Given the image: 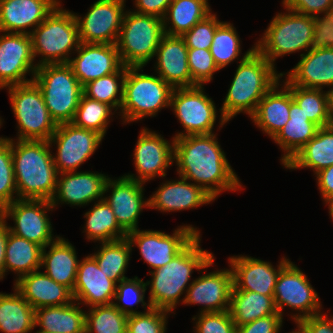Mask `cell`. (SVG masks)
Listing matches in <instances>:
<instances>
[{
	"label": "cell",
	"mask_w": 333,
	"mask_h": 333,
	"mask_svg": "<svg viewBox=\"0 0 333 333\" xmlns=\"http://www.w3.org/2000/svg\"><path fill=\"white\" fill-rule=\"evenodd\" d=\"M216 133L174 138L177 175L202 187L215 200L224 191H242V183L226 158Z\"/></svg>",
	"instance_id": "cell-1"
},
{
	"label": "cell",
	"mask_w": 333,
	"mask_h": 333,
	"mask_svg": "<svg viewBox=\"0 0 333 333\" xmlns=\"http://www.w3.org/2000/svg\"><path fill=\"white\" fill-rule=\"evenodd\" d=\"M201 237V234H198L163 267L149 271L147 275H151V280L146 281V286L150 287L148 301L151 307L175 315V308L184 301L181 296L186 294L188 287L192 284L191 277L194 270L203 271L214 265L216 258L212 252L201 247Z\"/></svg>",
	"instance_id": "cell-2"
},
{
	"label": "cell",
	"mask_w": 333,
	"mask_h": 333,
	"mask_svg": "<svg viewBox=\"0 0 333 333\" xmlns=\"http://www.w3.org/2000/svg\"><path fill=\"white\" fill-rule=\"evenodd\" d=\"M236 72L219 110V130L238 114L251 117L263 96L280 80L278 73L262 54L254 49L238 62Z\"/></svg>",
	"instance_id": "cell-3"
},
{
	"label": "cell",
	"mask_w": 333,
	"mask_h": 333,
	"mask_svg": "<svg viewBox=\"0 0 333 333\" xmlns=\"http://www.w3.org/2000/svg\"><path fill=\"white\" fill-rule=\"evenodd\" d=\"M48 141L11 139V153L18 199L53 198L58 171Z\"/></svg>",
	"instance_id": "cell-4"
},
{
	"label": "cell",
	"mask_w": 333,
	"mask_h": 333,
	"mask_svg": "<svg viewBox=\"0 0 333 333\" xmlns=\"http://www.w3.org/2000/svg\"><path fill=\"white\" fill-rule=\"evenodd\" d=\"M60 2L30 34L36 65L68 63L81 43L73 11Z\"/></svg>",
	"instance_id": "cell-5"
},
{
	"label": "cell",
	"mask_w": 333,
	"mask_h": 333,
	"mask_svg": "<svg viewBox=\"0 0 333 333\" xmlns=\"http://www.w3.org/2000/svg\"><path fill=\"white\" fill-rule=\"evenodd\" d=\"M143 67H126L123 100L118 112L122 124L156 117L163 108L170 107L173 88L159 75L143 73Z\"/></svg>",
	"instance_id": "cell-6"
},
{
	"label": "cell",
	"mask_w": 333,
	"mask_h": 333,
	"mask_svg": "<svg viewBox=\"0 0 333 333\" xmlns=\"http://www.w3.org/2000/svg\"><path fill=\"white\" fill-rule=\"evenodd\" d=\"M286 12L277 13L262 37L255 42V49L274 67L275 61L295 52L305 54L311 49L313 41V17L285 8Z\"/></svg>",
	"instance_id": "cell-7"
},
{
	"label": "cell",
	"mask_w": 333,
	"mask_h": 333,
	"mask_svg": "<svg viewBox=\"0 0 333 333\" xmlns=\"http://www.w3.org/2000/svg\"><path fill=\"white\" fill-rule=\"evenodd\" d=\"M33 81L41 89L45 105L57 125L71 123L83 95V86L68 63L38 66Z\"/></svg>",
	"instance_id": "cell-8"
},
{
	"label": "cell",
	"mask_w": 333,
	"mask_h": 333,
	"mask_svg": "<svg viewBox=\"0 0 333 333\" xmlns=\"http://www.w3.org/2000/svg\"><path fill=\"white\" fill-rule=\"evenodd\" d=\"M165 35L163 19L126 10L116 43L122 64L146 67Z\"/></svg>",
	"instance_id": "cell-9"
},
{
	"label": "cell",
	"mask_w": 333,
	"mask_h": 333,
	"mask_svg": "<svg viewBox=\"0 0 333 333\" xmlns=\"http://www.w3.org/2000/svg\"><path fill=\"white\" fill-rule=\"evenodd\" d=\"M9 102L17 122L18 140L49 141L57 124L45 105L41 89L34 81L6 88Z\"/></svg>",
	"instance_id": "cell-10"
},
{
	"label": "cell",
	"mask_w": 333,
	"mask_h": 333,
	"mask_svg": "<svg viewBox=\"0 0 333 333\" xmlns=\"http://www.w3.org/2000/svg\"><path fill=\"white\" fill-rule=\"evenodd\" d=\"M273 297L280 315L284 316L285 307L296 311L290 315L295 324L305 317L321 313L323 309L319 295L308 277L291 260L280 270Z\"/></svg>",
	"instance_id": "cell-11"
},
{
	"label": "cell",
	"mask_w": 333,
	"mask_h": 333,
	"mask_svg": "<svg viewBox=\"0 0 333 333\" xmlns=\"http://www.w3.org/2000/svg\"><path fill=\"white\" fill-rule=\"evenodd\" d=\"M216 107L204 86L173 88L170 108L183 127V131L177 132L173 138L215 133Z\"/></svg>",
	"instance_id": "cell-12"
},
{
	"label": "cell",
	"mask_w": 333,
	"mask_h": 333,
	"mask_svg": "<svg viewBox=\"0 0 333 333\" xmlns=\"http://www.w3.org/2000/svg\"><path fill=\"white\" fill-rule=\"evenodd\" d=\"M201 231L193 225L178 226L173 233L158 230L131 231L126 238L131 248L137 247L144 263L154 271L173 260Z\"/></svg>",
	"instance_id": "cell-13"
},
{
	"label": "cell",
	"mask_w": 333,
	"mask_h": 333,
	"mask_svg": "<svg viewBox=\"0 0 333 333\" xmlns=\"http://www.w3.org/2000/svg\"><path fill=\"white\" fill-rule=\"evenodd\" d=\"M53 210L51 201L16 199L0 211V217L13 220L14 226L7 222L11 233L44 248L59 236H54L52 222L47 214Z\"/></svg>",
	"instance_id": "cell-14"
},
{
	"label": "cell",
	"mask_w": 333,
	"mask_h": 333,
	"mask_svg": "<svg viewBox=\"0 0 333 333\" xmlns=\"http://www.w3.org/2000/svg\"><path fill=\"white\" fill-rule=\"evenodd\" d=\"M104 137L95 131L79 128L72 123L57 126L48 141L55 146L53 161L58 173L75 172L96 152Z\"/></svg>",
	"instance_id": "cell-15"
},
{
	"label": "cell",
	"mask_w": 333,
	"mask_h": 333,
	"mask_svg": "<svg viewBox=\"0 0 333 333\" xmlns=\"http://www.w3.org/2000/svg\"><path fill=\"white\" fill-rule=\"evenodd\" d=\"M132 156L138 175L128 173L123 176L144 184L156 177L164 178L167 169L174 163V138L170 142L162 134L143 127Z\"/></svg>",
	"instance_id": "cell-16"
},
{
	"label": "cell",
	"mask_w": 333,
	"mask_h": 333,
	"mask_svg": "<svg viewBox=\"0 0 333 333\" xmlns=\"http://www.w3.org/2000/svg\"><path fill=\"white\" fill-rule=\"evenodd\" d=\"M125 7L126 0H97L83 17L74 12L80 41L116 44L126 11Z\"/></svg>",
	"instance_id": "cell-17"
},
{
	"label": "cell",
	"mask_w": 333,
	"mask_h": 333,
	"mask_svg": "<svg viewBox=\"0 0 333 333\" xmlns=\"http://www.w3.org/2000/svg\"><path fill=\"white\" fill-rule=\"evenodd\" d=\"M37 68L30 35L0 31V90L33 81Z\"/></svg>",
	"instance_id": "cell-18"
},
{
	"label": "cell",
	"mask_w": 333,
	"mask_h": 333,
	"mask_svg": "<svg viewBox=\"0 0 333 333\" xmlns=\"http://www.w3.org/2000/svg\"><path fill=\"white\" fill-rule=\"evenodd\" d=\"M144 185L125 176L107 180L103 199L111 206L119 226L127 234L139 229L140 214L149 209V199L144 197ZM108 192L109 196L106 195Z\"/></svg>",
	"instance_id": "cell-19"
},
{
	"label": "cell",
	"mask_w": 333,
	"mask_h": 333,
	"mask_svg": "<svg viewBox=\"0 0 333 333\" xmlns=\"http://www.w3.org/2000/svg\"><path fill=\"white\" fill-rule=\"evenodd\" d=\"M192 279L183 296L184 305H199V313L222 312L230 308L233 275L231 268L216 269Z\"/></svg>",
	"instance_id": "cell-20"
},
{
	"label": "cell",
	"mask_w": 333,
	"mask_h": 333,
	"mask_svg": "<svg viewBox=\"0 0 333 333\" xmlns=\"http://www.w3.org/2000/svg\"><path fill=\"white\" fill-rule=\"evenodd\" d=\"M290 261L283 256L274 267L271 262L247 255H234L228 258L232 275V290L251 291L273 296L274 286L280 270Z\"/></svg>",
	"instance_id": "cell-21"
},
{
	"label": "cell",
	"mask_w": 333,
	"mask_h": 333,
	"mask_svg": "<svg viewBox=\"0 0 333 333\" xmlns=\"http://www.w3.org/2000/svg\"><path fill=\"white\" fill-rule=\"evenodd\" d=\"M110 177L94 171H75L58 174L56 191L51 204L56 209L60 204L83 207L102 200Z\"/></svg>",
	"instance_id": "cell-22"
},
{
	"label": "cell",
	"mask_w": 333,
	"mask_h": 333,
	"mask_svg": "<svg viewBox=\"0 0 333 333\" xmlns=\"http://www.w3.org/2000/svg\"><path fill=\"white\" fill-rule=\"evenodd\" d=\"M74 54L68 64L82 86L123 66L116 44L81 42Z\"/></svg>",
	"instance_id": "cell-23"
},
{
	"label": "cell",
	"mask_w": 333,
	"mask_h": 333,
	"mask_svg": "<svg viewBox=\"0 0 333 333\" xmlns=\"http://www.w3.org/2000/svg\"><path fill=\"white\" fill-rule=\"evenodd\" d=\"M117 283L100 269L90 254L78 263L73 300L86 307L113 304Z\"/></svg>",
	"instance_id": "cell-24"
},
{
	"label": "cell",
	"mask_w": 333,
	"mask_h": 333,
	"mask_svg": "<svg viewBox=\"0 0 333 333\" xmlns=\"http://www.w3.org/2000/svg\"><path fill=\"white\" fill-rule=\"evenodd\" d=\"M178 179L164 180L160 184L148 198L149 209H156L163 213L179 212L197 209L215 201L202 187L180 176Z\"/></svg>",
	"instance_id": "cell-25"
},
{
	"label": "cell",
	"mask_w": 333,
	"mask_h": 333,
	"mask_svg": "<svg viewBox=\"0 0 333 333\" xmlns=\"http://www.w3.org/2000/svg\"><path fill=\"white\" fill-rule=\"evenodd\" d=\"M61 0H0V31L31 34Z\"/></svg>",
	"instance_id": "cell-26"
},
{
	"label": "cell",
	"mask_w": 333,
	"mask_h": 333,
	"mask_svg": "<svg viewBox=\"0 0 333 333\" xmlns=\"http://www.w3.org/2000/svg\"><path fill=\"white\" fill-rule=\"evenodd\" d=\"M155 74L172 88L197 86L188 67V48L181 36L165 34L155 53Z\"/></svg>",
	"instance_id": "cell-27"
},
{
	"label": "cell",
	"mask_w": 333,
	"mask_h": 333,
	"mask_svg": "<svg viewBox=\"0 0 333 333\" xmlns=\"http://www.w3.org/2000/svg\"><path fill=\"white\" fill-rule=\"evenodd\" d=\"M288 72H281L291 85L303 88L333 89V48L310 49ZM286 76V77H285Z\"/></svg>",
	"instance_id": "cell-28"
},
{
	"label": "cell",
	"mask_w": 333,
	"mask_h": 333,
	"mask_svg": "<svg viewBox=\"0 0 333 333\" xmlns=\"http://www.w3.org/2000/svg\"><path fill=\"white\" fill-rule=\"evenodd\" d=\"M34 308L68 305L73 302L72 292L51 279L41 269L20 277L14 287Z\"/></svg>",
	"instance_id": "cell-29"
},
{
	"label": "cell",
	"mask_w": 333,
	"mask_h": 333,
	"mask_svg": "<svg viewBox=\"0 0 333 333\" xmlns=\"http://www.w3.org/2000/svg\"><path fill=\"white\" fill-rule=\"evenodd\" d=\"M281 80L282 75L259 101L255 113L250 117L252 123L271 139L285 126L290 115L291 91Z\"/></svg>",
	"instance_id": "cell-30"
},
{
	"label": "cell",
	"mask_w": 333,
	"mask_h": 333,
	"mask_svg": "<svg viewBox=\"0 0 333 333\" xmlns=\"http://www.w3.org/2000/svg\"><path fill=\"white\" fill-rule=\"evenodd\" d=\"M77 254L70 241L58 236L42 249L40 269L44 268V273L72 292L80 261Z\"/></svg>",
	"instance_id": "cell-31"
},
{
	"label": "cell",
	"mask_w": 333,
	"mask_h": 333,
	"mask_svg": "<svg viewBox=\"0 0 333 333\" xmlns=\"http://www.w3.org/2000/svg\"><path fill=\"white\" fill-rule=\"evenodd\" d=\"M289 113V120L272 139L279 145L280 150L284 152L280 158L281 165L283 166L316 135L320 128L317 124L309 120L302 111V108L293 100L292 95Z\"/></svg>",
	"instance_id": "cell-32"
},
{
	"label": "cell",
	"mask_w": 333,
	"mask_h": 333,
	"mask_svg": "<svg viewBox=\"0 0 333 333\" xmlns=\"http://www.w3.org/2000/svg\"><path fill=\"white\" fill-rule=\"evenodd\" d=\"M80 303L35 309V333H85V312Z\"/></svg>",
	"instance_id": "cell-33"
},
{
	"label": "cell",
	"mask_w": 333,
	"mask_h": 333,
	"mask_svg": "<svg viewBox=\"0 0 333 333\" xmlns=\"http://www.w3.org/2000/svg\"><path fill=\"white\" fill-rule=\"evenodd\" d=\"M333 165V124L320 127L316 135L284 166L289 170L312 169L314 175Z\"/></svg>",
	"instance_id": "cell-34"
},
{
	"label": "cell",
	"mask_w": 333,
	"mask_h": 333,
	"mask_svg": "<svg viewBox=\"0 0 333 333\" xmlns=\"http://www.w3.org/2000/svg\"><path fill=\"white\" fill-rule=\"evenodd\" d=\"M13 293L0 292V332L32 333L35 309L14 288Z\"/></svg>",
	"instance_id": "cell-35"
},
{
	"label": "cell",
	"mask_w": 333,
	"mask_h": 333,
	"mask_svg": "<svg viewBox=\"0 0 333 333\" xmlns=\"http://www.w3.org/2000/svg\"><path fill=\"white\" fill-rule=\"evenodd\" d=\"M211 12L208 0H172L163 18L164 32L182 36Z\"/></svg>",
	"instance_id": "cell-36"
},
{
	"label": "cell",
	"mask_w": 333,
	"mask_h": 333,
	"mask_svg": "<svg viewBox=\"0 0 333 333\" xmlns=\"http://www.w3.org/2000/svg\"><path fill=\"white\" fill-rule=\"evenodd\" d=\"M42 247L25 238L16 236L8 229L5 249V275L16 274L15 280L41 268Z\"/></svg>",
	"instance_id": "cell-37"
},
{
	"label": "cell",
	"mask_w": 333,
	"mask_h": 333,
	"mask_svg": "<svg viewBox=\"0 0 333 333\" xmlns=\"http://www.w3.org/2000/svg\"><path fill=\"white\" fill-rule=\"evenodd\" d=\"M84 215V233L88 241L113 242L125 239L127 233L119 226L111 206L104 200L94 202V205Z\"/></svg>",
	"instance_id": "cell-38"
},
{
	"label": "cell",
	"mask_w": 333,
	"mask_h": 333,
	"mask_svg": "<svg viewBox=\"0 0 333 333\" xmlns=\"http://www.w3.org/2000/svg\"><path fill=\"white\" fill-rule=\"evenodd\" d=\"M229 312L236 326L251 323L271 314H279L273 296L242 290L231 291Z\"/></svg>",
	"instance_id": "cell-39"
},
{
	"label": "cell",
	"mask_w": 333,
	"mask_h": 333,
	"mask_svg": "<svg viewBox=\"0 0 333 333\" xmlns=\"http://www.w3.org/2000/svg\"><path fill=\"white\" fill-rule=\"evenodd\" d=\"M284 82L291 91L293 100L298 104L310 121L319 127L333 124L331 116L330 92L323 89L303 88L291 85L286 79Z\"/></svg>",
	"instance_id": "cell-40"
},
{
	"label": "cell",
	"mask_w": 333,
	"mask_h": 333,
	"mask_svg": "<svg viewBox=\"0 0 333 333\" xmlns=\"http://www.w3.org/2000/svg\"><path fill=\"white\" fill-rule=\"evenodd\" d=\"M99 244L97 251L91 255L96 259L100 269L116 283L128 278L125 273L133 249L127 238Z\"/></svg>",
	"instance_id": "cell-41"
},
{
	"label": "cell",
	"mask_w": 333,
	"mask_h": 333,
	"mask_svg": "<svg viewBox=\"0 0 333 333\" xmlns=\"http://www.w3.org/2000/svg\"><path fill=\"white\" fill-rule=\"evenodd\" d=\"M240 39L241 38L239 37L233 23L231 24L230 22L222 21L217 26L210 47V52L220 70L236 61V59L241 62L255 49V46H252L242 55V57L239 56L242 52V41Z\"/></svg>",
	"instance_id": "cell-42"
},
{
	"label": "cell",
	"mask_w": 333,
	"mask_h": 333,
	"mask_svg": "<svg viewBox=\"0 0 333 333\" xmlns=\"http://www.w3.org/2000/svg\"><path fill=\"white\" fill-rule=\"evenodd\" d=\"M115 113L118 114L111 106L82 95L71 123L76 127L95 131L105 137Z\"/></svg>",
	"instance_id": "cell-43"
},
{
	"label": "cell",
	"mask_w": 333,
	"mask_h": 333,
	"mask_svg": "<svg viewBox=\"0 0 333 333\" xmlns=\"http://www.w3.org/2000/svg\"><path fill=\"white\" fill-rule=\"evenodd\" d=\"M126 66L116 73L102 76L83 86V95L111 106L115 112L121 109L123 100V84Z\"/></svg>",
	"instance_id": "cell-44"
},
{
	"label": "cell",
	"mask_w": 333,
	"mask_h": 333,
	"mask_svg": "<svg viewBox=\"0 0 333 333\" xmlns=\"http://www.w3.org/2000/svg\"><path fill=\"white\" fill-rule=\"evenodd\" d=\"M88 308L85 312V333H127L128 315L113 304Z\"/></svg>",
	"instance_id": "cell-45"
},
{
	"label": "cell",
	"mask_w": 333,
	"mask_h": 333,
	"mask_svg": "<svg viewBox=\"0 0 333 333\" xmlns=\"http://www.w3.org/2000/svg\"><path fill=\"white\" fill-rule=\"evenodd\" d=\"M146 290V282L138 276L123 279L116 285L113 305L126 315L142 313L137 311L139 304L145 312L151 308L149 301L145 302ZM134 305H137V309L133 308Z\"/></svg>",
	"instance_id": "cell-46"
},
{
	"label": "cell",
	"mask_w": 333,
	"mask_h": 333,
	"mask_svg": "<svg viewBox=\"0 0 333 333\" xmlns=\"http://www.w3.org/2000/svg\"><path fill=\"white\" fill-rule=\"evenodd\" d=\"M15 195V196H14ZM18 199L11 153V139L0 137V211Z\"/></svg>",
	"instance_id": "cell-47"
},
{
	"label": "cell",
	"mask_w": 333,
	"mask_h": 333,
	"mask_svg": "<svg viewBox=\"0 0 333 333\" xmlns=\"http://www.w3.org/2000/svg\"><path fill=\"white\" fill-rule=\"evenodd\" d=\"M170 312L151 307L142 313L128 315L127 333H166Z\"/></svg>",
	"instance_id": "cell-48"
},
{
	"label": "cell",
	"mask_w": 333,
	"mask_h": 333,
	"mask_svg": "<svg viewBox=\"0 0 333 333\" xmlns=\"http://www.w3.org/2000/svg\"><path fill=\"white\" fill-rule=\"evenodd\" d=\"M188 67L196 85L204 86L213 80V75L220 71L210 49L188 48Z\"/></svg>",
	"instance_id": "cell-49"
},
{
	"label": "cell",
	"mask_w": 333,
	"mask_h": 333,
	"mask_svg": "<svg viewBox=\"0 0 333 333\" xmlns=\"http://www.w3.org/2000/svg\"><path fill=\"white\" fill-rule=\"evenodd\" d=\"M221 22L216 13L211 12L203 20L195 24L181 36L187 48L210 49L216 28Z\"/></svg>",
	"instance_id": "cell-50"
},
{
	"label": "cell",
	"mask_w": 333,
	"mask_h": 333,
	"mask_svg": "<svg viewBox=\"0 0 333 333\" xmlns=\"http://www.w3.org/2000/svg\"><path fill=\"white\" fill-rule=\"evenodd\" d=\"M194 333H236V324L228 311L197 313L192 317Z\"/></svg>",
	"instance_id": "cell-51"
},
{
	"label": "cell",
	"mask_w": 333,
	"mask_h": 333,
	"mask_svg": "<svg viewBox=\"0 0 333 333\" xmlns=\"http://www.w3.org/2000/svg\"><path fill=\"white\" fill-rule=\"evenodd\" d=\"M333 0H282V6L307 16L327 15Z\"/></svg>",
	"instance_id": "cell-52"
},
{
	"label": "cell",
	"mask_w": 333,
	"mask_h": 333,
	"mask_svg": "<svg viewBox=\"0 0 333 333\" xmlns=\"http://www.w3.org/2000/svg\"><path fill=\"white\" fill-rule=\"evenodd\" d=\"M312 49L333 48V21L327 15L313 17Z\"/></svg>",
	"instance_id": "cell-53"
},
{
	"label": "cell",
	"mask_w": 333,
	"mask_h": 333,
	"mask_svg": "<svg viewBox=\"0 0 333 333\" xmlns=\"http://www.w3.org/2000/svg\"><path fill=\"white\" fill-rule=\"evenodd\" d=\"M283 316L271 314L251 323L236 326V333H281Z\"/></svg>",
	"instance_id": "cell-54"
},
{
	"label": "cell",
	"mask_w": 333,
	"mask_h": 333,
	"mask_svg": "<svg viewBox=\"0 0 333 333\" xmlns=\"http://www.w3.org/2000/svg\"><path fill=\"white\" fill-rule=\"evenodd\" d=\"M318 313L299 320L296 325L301 333H333V315ZM330 318H329V317Z\"/></svg>",
	"instance_id": "cell-55"
},
{
	"label": "cell",
	"mask_w": 333,
	"mask_h": 333,
	"mask_svg": "<svg viewBox=\"0 0 333 333\" xmlns=\"http://www.w3.org/2000/svg\"><path fill=\"white\" fill-rule=\"evenodd\" d=\"M172 0H134V12L164 18Z\"/></svg>",
	"instance_id": "cell-56"
},
{
	"label": "cell",
	"mask_w": 333,
	"mask_h": 333,
	"mask_svg": "<svg viewBox=\"0 0 333 333\" xmlns=\"http://www.w3.org/2000/svg\"><path fill=\"white\" fill-rule=\"evenodd\" d=\"M315 177L322 200L325 202L333 198V165L320 170Z\"/></svg>",
	"instance_id": "cell-57"
},
{
	"label": "cell",
	"mask_w": 333,
	"mask_h": 333,
	"mask_svg": "<svg viewBox=\"0 0 333 333\" xmlns=\"http://www.w3.org/2000/svg\"><path fill=\"white\" fill-rule=\"evenodd\" d=\"M8 226L7 221L0 217V280L5 276V249L7 241Z\"/></svg>",
	"instance_id": "cell-58"
},
{
	"label": "cell",
	"mask_w": 333,
	"mask_h": 333,
	"mask_svg": "<svg viewBox=\"0 0 333 333\" xmlns=\"http://www.w3.org/2000/svg\"><path fill=\"white\" fill-rule=\"evenodd\" d=\"M325 206H328V210H329V215L333 221V198L328 199L324 202Z\"/></svg>",
	"instance_id": "cell-59"
},
{
	"label": "cell",
	"mask_w": 333,
	"mask_h": 333,
	"mask_svg": "<svg viewBox=\"0 0 333 333\" xmlns=\"http://www.w3.org/2000/svg\"><path fill=\"white\" fill-rule=\"evenodd\" d=\"M331 116L333 119V89L330 91Z\"/></svg>",
	"instance_id": "cell-60"
},
{
	"label": "cell",
	"mask_w": 333,
	"mask_h": 333,
	"mask_svg": "<svg viewBox=\"0 0 333 333\" xmlns=\"http://www.w3.org/2000/svg\"><path fill=\"white\" fill-rule=\"evenodd\" d=\"M327 16L333 21V2L330 6V9H329V12H328Z\"/></svg>",
	"instance_id": "cell-61"
},
{
	"label": "cell",
	"mask_w": 333,
	"mask_h": 333,
	"mask_svg": "<svg viewBox=\"0 0 333 333\" xmlns=\"http://www.w3.org/2000/svg\"><path fill=\"white\" fill-rule=\"evenodd\" d=\"M288 333H301L299 327L296 325V328L292 332Z\"/></svg>",
	"instance_id": "cell-62"
}]
</instances>
